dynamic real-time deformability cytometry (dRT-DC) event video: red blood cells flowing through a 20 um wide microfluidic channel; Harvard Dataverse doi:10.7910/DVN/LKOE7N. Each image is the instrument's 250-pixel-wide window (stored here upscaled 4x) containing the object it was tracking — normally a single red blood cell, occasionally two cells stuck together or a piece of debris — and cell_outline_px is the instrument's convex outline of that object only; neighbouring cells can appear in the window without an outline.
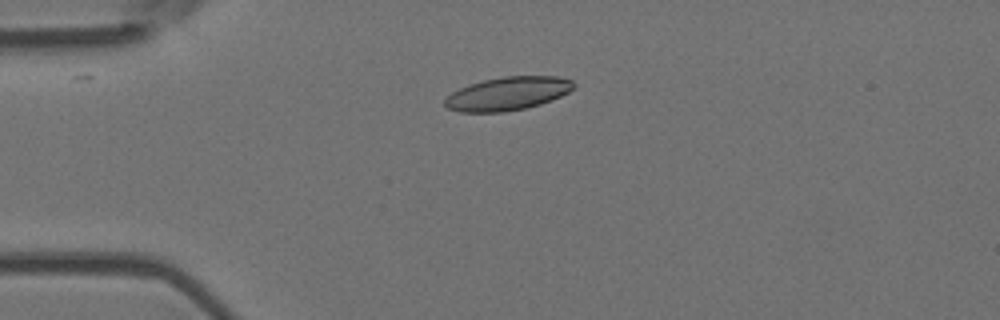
{"species": "Egyptian fruit bat (a non-hibernating species)", "species_latin": "Rousettus aegyptiacus", "temperature_condition": "room temperature", "stored_images_in_passage": 13, "camera_frame_rate_fps": 3000, "um_per_image_px": 0.085, "animal": {"sex": "female"}, "frame": {"image": 1, "passage_image": 2, "time_ms": 0.333, "image_size_px": [1000, 320], "cell_outline_px": [[576, 84], [568, 92], [552, 100], [540, 104], [524, 108], [504, 112], [460, 112], [448, 108], [444, 104], [444, 100], [452, 92], [468, 84], [484, 80], [504, 76], [556, 76], [572, 80]], "centroid_in_image_um": [43.14, 7.95], "position_along_channel_um": 41.9, "area_um2": 24.97}}
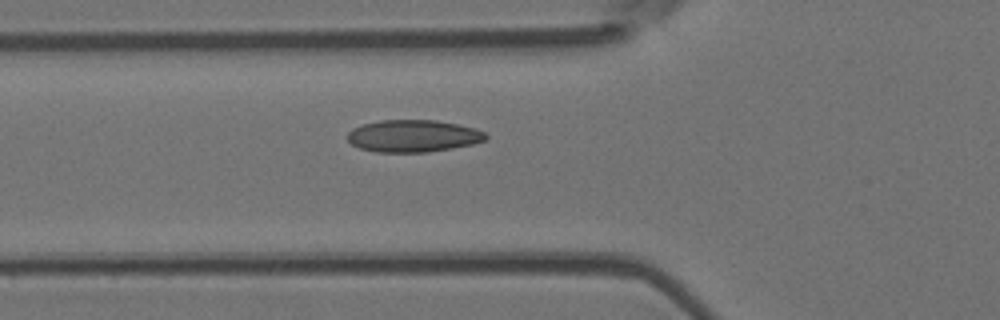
{"frame": {"image": 2, "passage_image": 8, "time_ms": 2.333, "image_size_px": [1000, 320], "cell_outline_px": [[488, 136], [484, 140], [472, 144], [452, 148], [428, 152], [376, 152], [360, 148], [352, 144], [348, 140], [348, 132], [352, 128], [364, 124], [380, 120], [436, 120], [476, 128], [484, 132]], "centroid_in_image_um": [35.11, 11.55], "position_along_channel_um": 90.7, "area_um2": 25.84}}
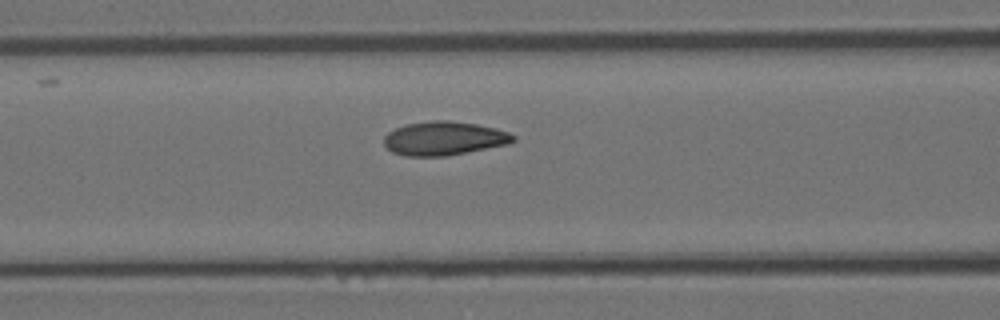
{"frame": {"image": 3, "passage_image": 11, "time_ms": 3.333, "image_size_px": [1000, 320], "cell_outline_px": [[516, 140], [508, 144], [448, 156], [404, 156], [392, 152], [384, 144], [384, 136], [388, 132], [404, 124], [432, 120], [448, 120], [476, 124], [496, 128], [508, 132], [516, 136]], "centroid_in_image_um": [37.74, 11.76], "position_along_channel_um": 128.9, "area_um2": 25.61}}